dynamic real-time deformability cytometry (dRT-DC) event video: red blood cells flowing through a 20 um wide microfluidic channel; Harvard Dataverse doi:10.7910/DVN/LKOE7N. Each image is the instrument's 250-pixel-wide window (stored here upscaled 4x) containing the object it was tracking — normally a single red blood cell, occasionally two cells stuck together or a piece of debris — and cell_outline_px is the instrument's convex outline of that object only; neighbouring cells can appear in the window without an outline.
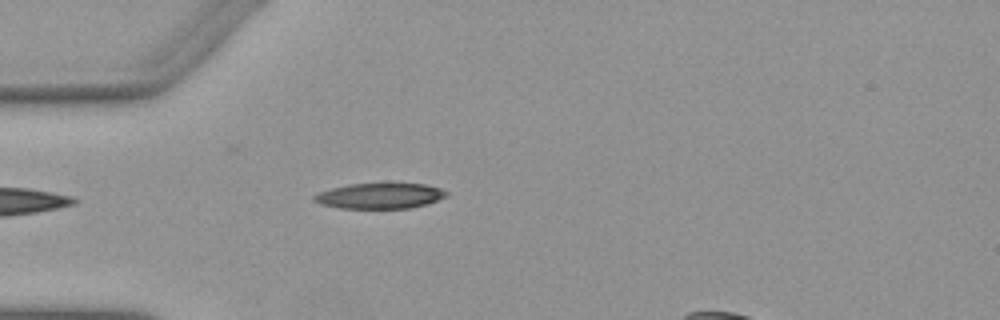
{"species": "Egyptian fruit bat (a non-hibernating species)", "species_latin": "Rousettus aegyptiacus", "temperature_condition": "warm", "stored_images_in_passage": 14, "camera_frame_rate_fps": 3000, "um_per_image_px": 0.085, "animal": {"sex": "female"}, "frame": {"image": 1, "passage_image": 1, "time_ms": 0.0, "image_size_px": [1000, 320], "cell_outline_px": [[448, 196], [424, 204], [408, 208], [340, 208], [320, 204], [312, 200], [312, 196], [320, 192], [332, 188], [348, 184], [424, 184], [440, 188], [448, 192]], "centroid_in_image_um": [32.25, 16.65], "position_along_channel_um": 52.7, "area_um2": 19.42}}
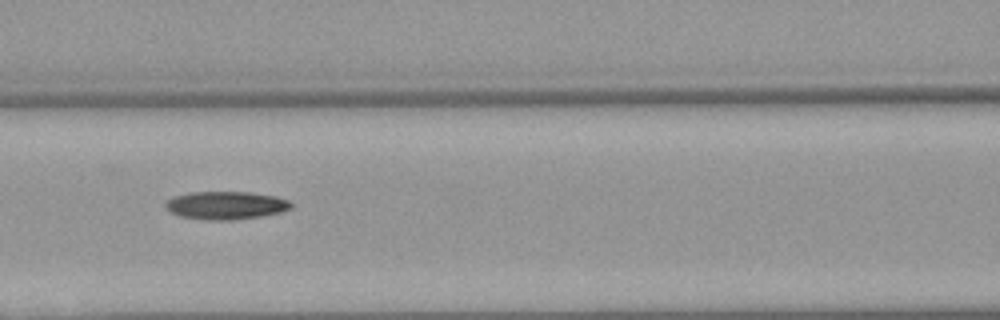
{"frame": {"image": 2, "passage_image": 9, "time_ms": 2.667, "image_size_px": [1000, 320], "cell_outline_px": [[292, 208], [280, 212], [260, 216], [232, 220], [208, 220], [180, 216], [168, 212], [164, 208], [164, 204], [168, 200], [176, 196], [188, 192], [248, 192], [276, 196], [288, 200], [292, 204]], "centroid_in_image_um": [19.17, 17.45], "position_along_channel_um": 147.4, "area_um2": 20.52}}
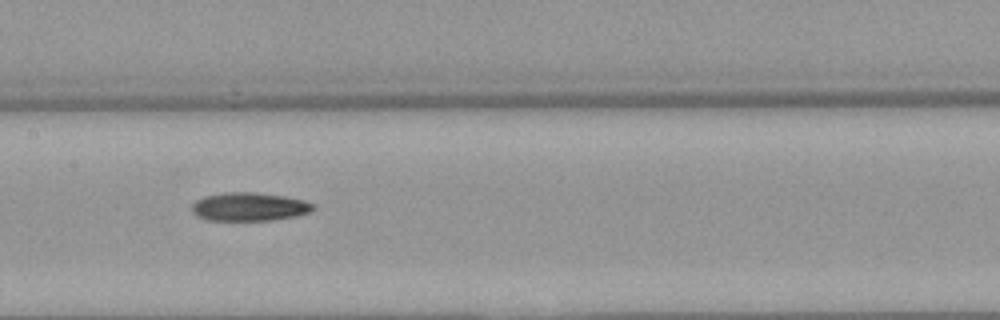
{"frame": {"image": 3, "passage_image": 12, "time_ms": 3.667, "image_size_px": [1000, 320], "cell_outline_px": [[316, 208], [312, 212], [296, 216], [272, 220], [208, 220], [196, 216], [192, 212], [192, 204], [196, 200], [204, 196], [224, 192], [256, 192], [284, 196], [304, 200], [312, 204]], "centroid_in_image_um": [21.19, 17.57], "position_along_channel_um": 186.2, "area_um2": 20.23}}